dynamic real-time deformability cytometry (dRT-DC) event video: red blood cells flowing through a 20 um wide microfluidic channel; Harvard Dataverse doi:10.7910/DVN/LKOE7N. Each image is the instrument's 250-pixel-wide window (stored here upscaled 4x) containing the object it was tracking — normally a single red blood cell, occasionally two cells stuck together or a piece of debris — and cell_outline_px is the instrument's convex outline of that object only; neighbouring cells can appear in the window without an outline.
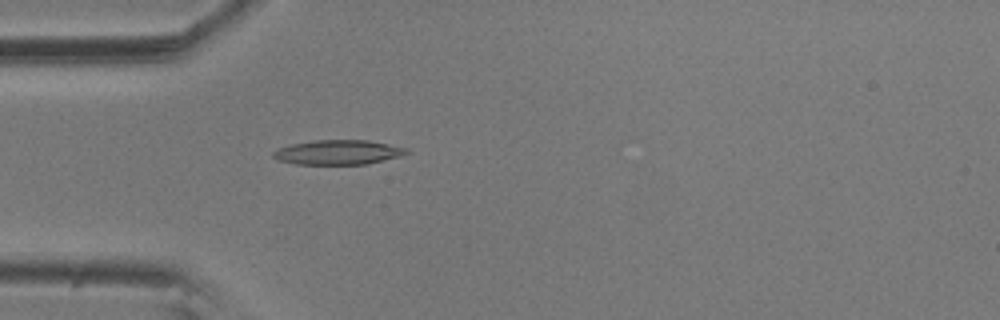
{"species": "common noctule bat (a hibernating species)", "species_latin": "Nyctalus noctula", "temperature_condition": "room temperature", "stored_images_in_passage": 4, "camera_frame_rate_fps": 3000, "um_per_image_px": 0.085, "animal": {"sex": "male", "body_mass_g": 20.5, "forearm_length_mm": 52.5}, "frame": {"image": 1, "passage_image": 4, "time_ms": 1.0, "image_size_px": [1000, 320], "cell_outline_px": [[412, 152], [400, 156], [368, 164], [296, 164], [276, 160], [272, 156], [272, 152], [276, 148], [292, 144], [316, 140], [368, 140], [408, 148]], "centroid_in_image_um": [28.73, 12.94], "position_along_channel_um": 56.3, "area_um2": 19.25}}